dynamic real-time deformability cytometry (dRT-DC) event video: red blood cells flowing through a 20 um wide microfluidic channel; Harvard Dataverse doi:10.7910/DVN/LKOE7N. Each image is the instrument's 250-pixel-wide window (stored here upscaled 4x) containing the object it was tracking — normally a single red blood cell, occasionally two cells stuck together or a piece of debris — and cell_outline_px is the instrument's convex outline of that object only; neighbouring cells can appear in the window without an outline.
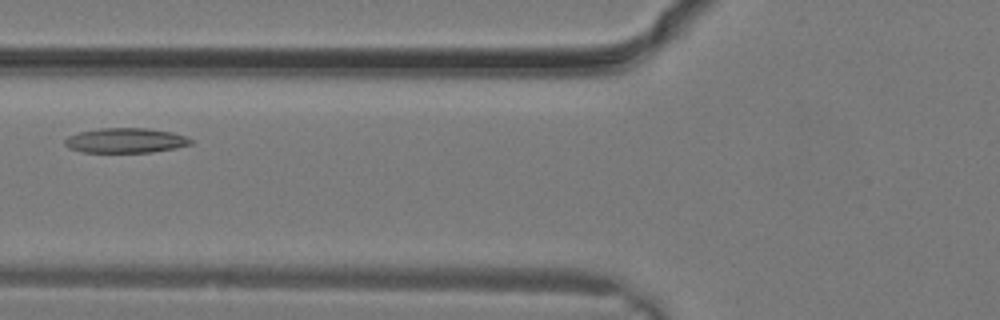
{"species": "common noctule bat (a hibernating species)", "species_latin": "Nyctalus noctula", "temperature_condition": "warm", "stored_images_in_passage": 5, "camera_frame_rate_fps": 3000, "um_per_image_px": 0.085, "animal": {"sex": "male", "body_mass_g": 19.2, "forearm_length_mm": 51.8}, "frame": {"image": 1, "passage_image": 4, "time_ms": 1.0, "image_size_px": [1000, 320], "cell_outline_px": [[192, 144], [176, 148], [152, 152], [84, 152], [68, 148], [64, 144], [64, 140], [68, 136], [80, 132], [100, 128], [148, 128], [172, 132], [184, 136], [192, 140]], "centroid_in_image_um": [10.67, 11.94], "position_along_channel_um": 115.1, "area_um2": 18.21}}